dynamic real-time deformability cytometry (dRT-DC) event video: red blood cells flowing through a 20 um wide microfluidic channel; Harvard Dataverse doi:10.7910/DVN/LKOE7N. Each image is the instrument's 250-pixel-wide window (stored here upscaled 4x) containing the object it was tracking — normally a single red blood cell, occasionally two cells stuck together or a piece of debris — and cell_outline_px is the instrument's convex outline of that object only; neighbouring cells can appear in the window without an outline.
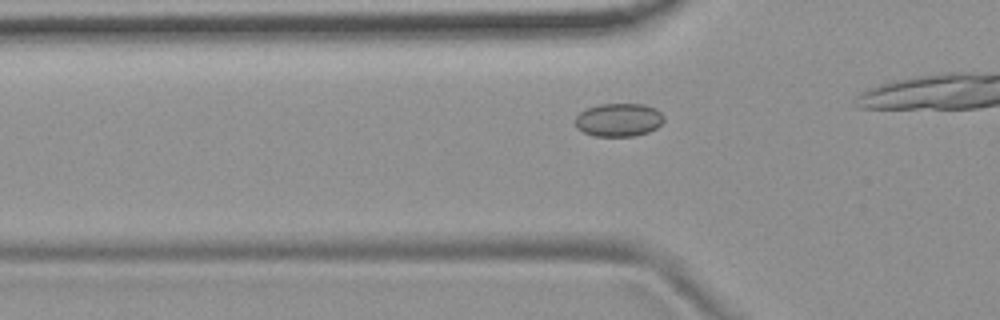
{"species": "common noctule bat (a hibernating species)", "species_latin": "Nyctalus noctula", "temperature_condition": "room temperature", "stored_images_in_passage": 18, "camera_frame_rate_fps": 3000, "um_per_image_px": 0.085, "animal": {"sex": "female", "body_mass_g": 19.9}, "frame": {"image": 1, "passage_image": 13, "time_ms": 4.0, "image_size_px": [1000, 320], "cell_outline_px": [[664, 120], [656, 128], [648, 132], [636, 136], [596, 136], [584, 132], [576, 128], [576, 116], [580, 112], [588, 108], [600, 104], [644, 104], [656, 108], [664, 116]], "centroid_in_image_um": [52.61, 10.19], "position_along_channel_um": 73.2, "area_um2": 17.17}}